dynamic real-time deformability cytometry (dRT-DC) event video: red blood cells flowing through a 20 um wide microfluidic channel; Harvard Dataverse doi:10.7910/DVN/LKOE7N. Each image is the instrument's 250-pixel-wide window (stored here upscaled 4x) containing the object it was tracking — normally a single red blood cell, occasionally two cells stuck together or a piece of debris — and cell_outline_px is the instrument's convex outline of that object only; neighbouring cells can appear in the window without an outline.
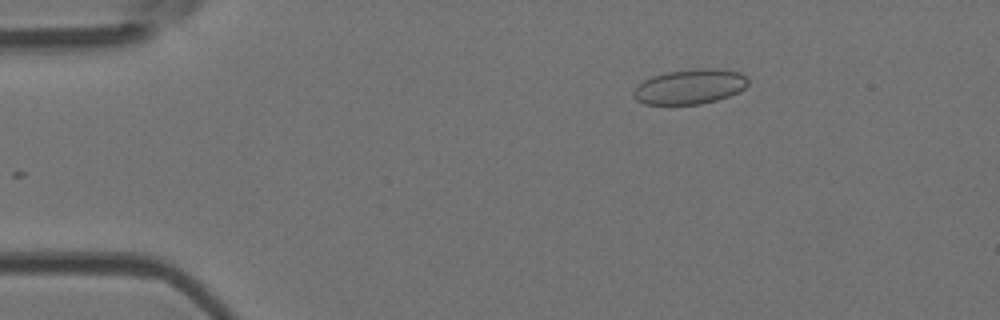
{"species": "Egyptian fruit bat (a non-hibernating species)", "species_latin": "Rousettus aegyptiacus", "temperature_condition": "room temperature", "stored_images_in_passage": 43, "camera_frame_rate_fps": 3000, "um_per_image_px": 0.085, "animal": {"sex": "female"}, "frame": {"image": 1, "passage_image": 1, "time_ms": 0.0, "image_size_px": [1000, 320], "cell_outline_px": [[748, 84], [740, 92], [716, 100], [700, 104], [644, 104], [636, 100], [632, 96], [632, 92], [644, 80], [652, 76], [668, 72], [696, 68], [720, 68], [740, 72], [748, 80]], "centroid_in_image_um": [58.65, 7.36], "position_along_channel_um": 26.3, "area_um2": 23.35}}
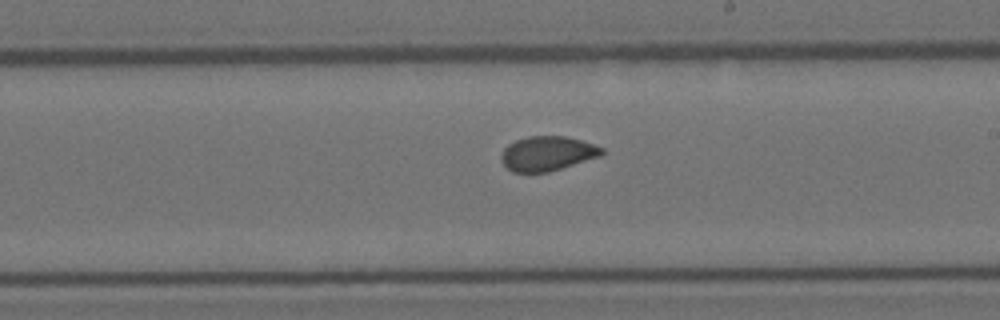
{"frame": {"image": 2, "passage_image": 22, "time_ms": 7.0, "image_size_px": [1000, 320], "cell_outline_px": [[604, 152], [600, 156], [548, 172], [512, 172], [500, 160], [500, 156], [504, 148], [508, 144], [516, 140], [528, 136], [564, 136], [580, 140], [604, 148]], "centroid_in_image_um": [46.49, 13.04], "position_along_channel_um": 242.5, "area_um2": 20.11}}
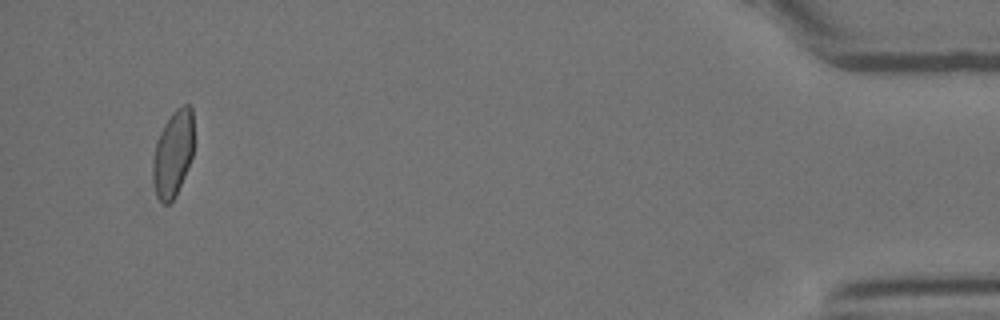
{"frame": {"image": 3, "passage_image": 41, "time_ms": 13.333, "image_size_px": [1000, 320], "cell_outline_px": [[192, 156], [176, 196], [168, 204], [160, 204], [156, 196], [152, 180], [152, 160], [156, 140], [164, 124], [172, 112], [176, 108], [184, 104], [188, 104], [192, 108]], "centroid_in_image_um": [14.66, 13.09], "position_along_channel_um": 420.5, "area_um2": 20.75}, "authors_computed_cell_mechanics": {"area_um2": 20.7502, "velocity_mm_per_s": 4.0214, "shape_relaxation_time_tau1_ms": null, "shape_relaxation_time_tau2_ms": 0.7423, "deformation_change_tau1": null, "deformation_change_tau2": 0.0284}}